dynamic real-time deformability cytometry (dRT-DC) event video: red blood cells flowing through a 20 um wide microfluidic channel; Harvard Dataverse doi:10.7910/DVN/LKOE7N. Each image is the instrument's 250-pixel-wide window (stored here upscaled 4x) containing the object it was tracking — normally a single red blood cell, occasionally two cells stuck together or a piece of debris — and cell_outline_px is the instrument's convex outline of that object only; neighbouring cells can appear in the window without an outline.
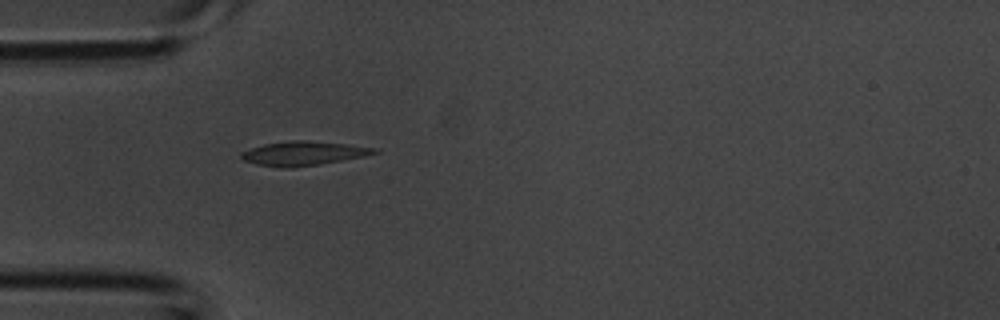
{"species": "common noctule bat (a hibernating species)", "species_latin": "Nyctalus noctula", "temperature_condition": "room temperature", "stored_images_in_passage": 1, "camera_frame_rate_fps": 3000, "um_per_image_px": 0.085, "animal": {"sex": "male", "body_mass_g": 20.1, "forearm_length_mm": 53.5}, "frame": {"image": 1, "passage_image": 1, "time_ms": 0.0, "image_size_px": [1000, 320], "cell_outline_px": [[380, 152], [364, 156], [320, 164], [292, 168], [284, 168], [256, 164], [244, 160], [240, 156], [240, 152], [264, 144], [292, 140], [308, 140], [348, 144], [376, 148]], "centroid_in_image_um": [25.79, 13.03], "position_along_channel_um": 59.2, "area_um2": 18.67}}